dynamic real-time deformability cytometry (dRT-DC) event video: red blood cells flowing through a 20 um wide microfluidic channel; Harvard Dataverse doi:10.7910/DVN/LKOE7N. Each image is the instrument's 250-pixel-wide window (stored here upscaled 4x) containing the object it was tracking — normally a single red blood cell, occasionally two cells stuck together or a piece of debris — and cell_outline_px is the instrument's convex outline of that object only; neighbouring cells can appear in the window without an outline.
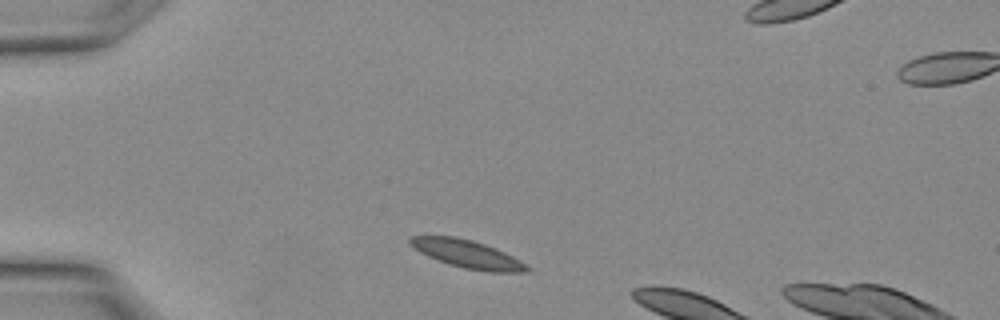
{"species": "Egyptian fruit bat (a non-hibernating species)", "species_latin": "Rousettus aegyptiacus", "temperature_condition": "warm", "stored_images_in_passage": 3, "camera_frame_rate_fps": 3000, "um_per_image_px": 0.085, "animal": {"sex": "female"}, "frame": {"image": 1, "passage_image": 1, "time_ms": 0.0, "image_size_px": [1000, 320], "cell_outline_px": [[532, 268], [528, 272], [488, 272], [464, 268], [448, 264], [428, 256], [420, 252], [408, 240], [412, 236], [452, 236], [472, 240], [496, 248], [520, 260]], "centroid_in_image_um": [39.78, 21.61], "position_along_channel_um": 45.2, "area_um2": 18.84}}